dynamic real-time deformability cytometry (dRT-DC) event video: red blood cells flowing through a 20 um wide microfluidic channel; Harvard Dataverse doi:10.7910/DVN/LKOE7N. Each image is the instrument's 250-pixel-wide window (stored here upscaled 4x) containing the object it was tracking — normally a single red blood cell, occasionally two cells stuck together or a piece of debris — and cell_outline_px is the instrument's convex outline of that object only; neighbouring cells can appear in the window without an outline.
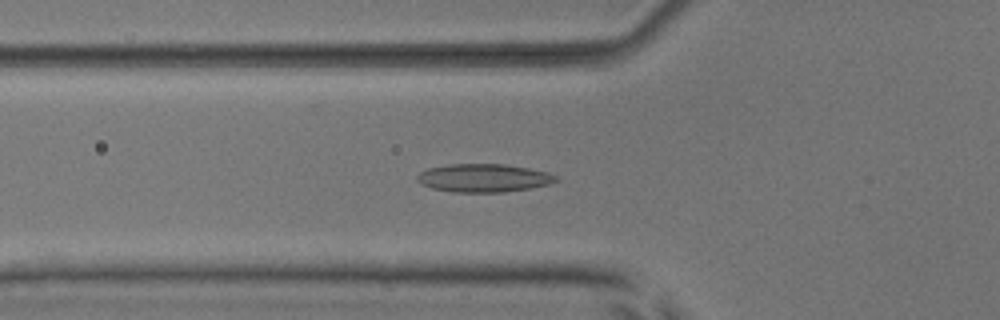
{"species": "common noctule bat (a hibernating species)", "species_latin": "Nyctalus noctula", "temperature_condition": "room temperature", "stored_images_in_passage": 55, "camera_frame_rate_fps": 3000, "um_per_image_px": 0.085, "animal": {"sex": "male", "body_mass_g": 17.9, "forearm_length_mm": 54.2}, "frame": {"image": 1, "passage_image": 20, "time_ms": 6.333, "image_size_px": [1000, 320], "cell_outline_px": [[560, 180], [548, 184], [532, 188], [504, 192], [452, 192], [432, 188], [420, 184], [416, 180], [416, 176], [420, 172], [428, 168], [448, 164], [504, 164], [528, 168], [548, 172], [556, 176]], "centroid_in_image_um": [41.09, 15.13], "position_along_channel_um": 84.7, "area_um2": 22.95}}
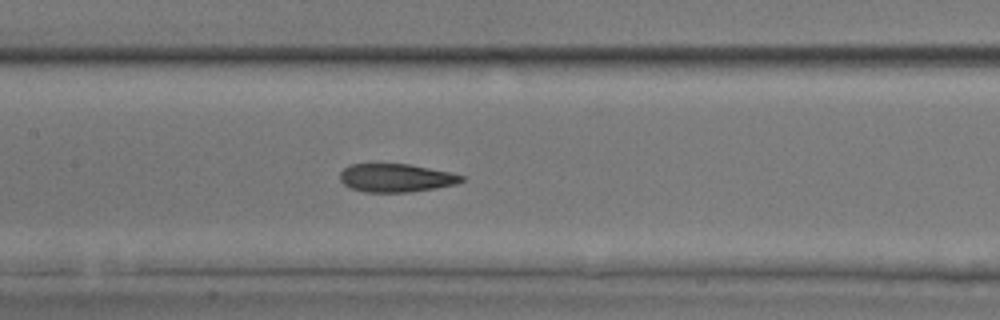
{"frame": {"image": 2, "passage_image": 27, "time_ms": 8.667, "image_size_px": [1000, 320], "cell_outline_px": [[464, 180], [456, 184], [436, 188], [408, 192], [364, 192], [352, 188], [344, 184], [340, 180], [340, 172], [348, 164], [412, 164], [448, 172], [464, 176]], "centroid_in_image_um": [33.65, 15.11], "position_along_channel_um": 173.8, "area_um2": 20.0}}
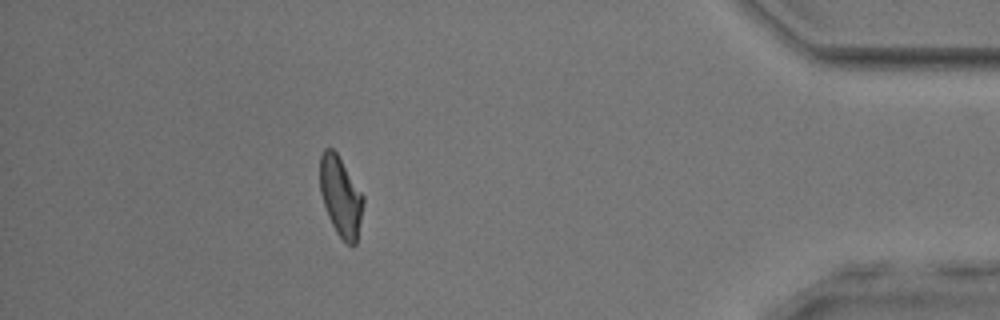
{"frame": {"image": 3, "passage_image": 49, "time_ms": 16.0, "image_size_px": [1000, 320], "cell_outline_px": [[364, 204], [356, 244], [352, 248], [336, 232], [328, 216], [320, 192], [320, 156], [324, 148], [332, 148], [336, 152], [364, 196]], "centroid_in_image_um": [28.96, 16.71], "position_along_channel_um": 406.2, "area_um2": 20.06}, "authors_computed_cell_mechanics": {"area_um2": 21.0392, "velocity_mm_per_s": 3.8031, "shape_relaxation_time_tau1_ms": null, "shape_relaxation_time_tau2_ms": 2.1104, "deformation_change_tau1": null, "deformation_change_tau2": 0.093}}